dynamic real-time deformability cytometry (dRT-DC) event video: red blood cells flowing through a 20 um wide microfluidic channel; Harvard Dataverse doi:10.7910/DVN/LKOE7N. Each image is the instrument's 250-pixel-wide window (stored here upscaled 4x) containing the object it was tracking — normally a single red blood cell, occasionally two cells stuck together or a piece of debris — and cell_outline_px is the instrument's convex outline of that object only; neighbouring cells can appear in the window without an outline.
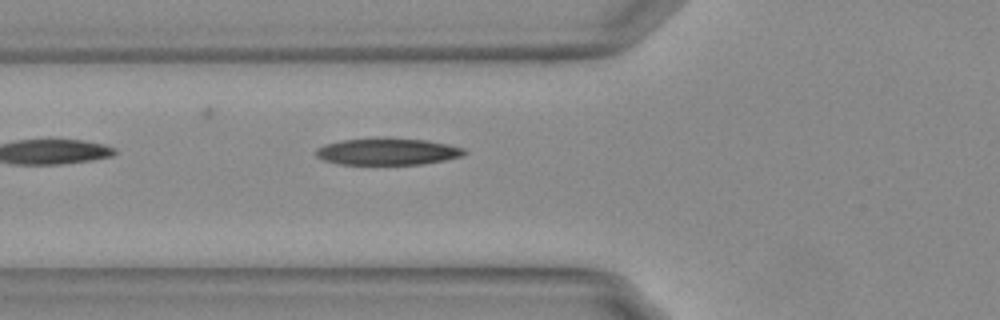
{"species": "Egyptian fruit bat (a non-hibernating species)", "species_latin": "Rousettus aegyptiacus", "temperature_condition": "warm", "stored_images_in_passage": 17, "camera_frame_rate_fps": 3000, "um_per_image_px": 0.085, "animal": {"sex": "female"}, "frame": {"image": 1, "passage_image": 2, "time_ms": 0.333, "image_size_px": [1000, 320], "cell_outline_px": [[468, 152], [464, 156], [424, 164], [340, 164], [324, 160], [316, 156], [316, 148], [324, 144], [340, 140], [380, 136], [384, 136], [428, 140], [448, 144], [464, 148]], "centroid_in_image_um": [32.95, 12.85], "position_along_channel_um": 92.8, "area_um2": 23.81}}
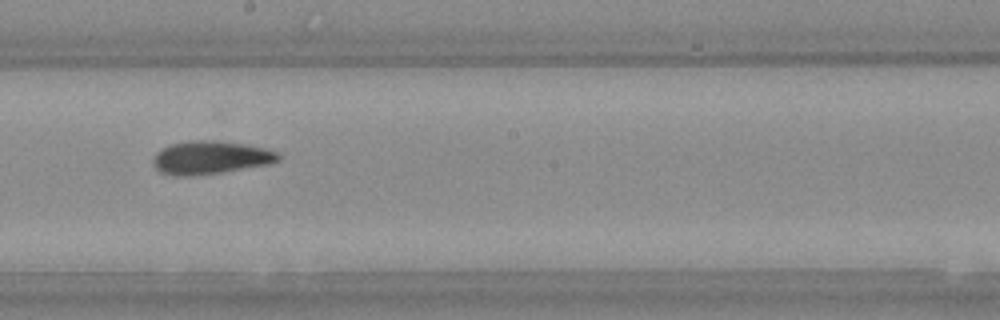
{"frame": {"image": 2, "passage_image": 13, "time_ms": 4.0, "image_size_px": [1000, 320], "cell_outline_px": [[280, 160], [268, 164], [220, 172], [188, 176], [176, 176], [160, 172], [156, 168], [152, 160], [156, 152], [172, 144], [188, 140], [216, 140], [244, 144], [264, 148], [276, 152], [280, 156]], "centroid_in_image_um": [17.86, 13.38], "position_along_channel_um": 230.3, "area_um2": 23.93}}